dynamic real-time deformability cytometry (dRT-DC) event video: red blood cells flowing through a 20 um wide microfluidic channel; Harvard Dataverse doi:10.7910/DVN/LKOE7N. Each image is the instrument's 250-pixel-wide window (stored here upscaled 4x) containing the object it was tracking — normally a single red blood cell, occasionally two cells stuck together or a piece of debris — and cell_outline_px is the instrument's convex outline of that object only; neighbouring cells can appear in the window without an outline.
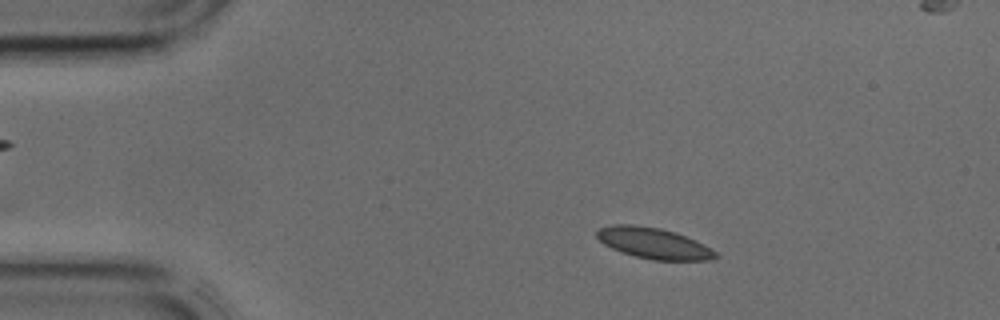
{"species": "common noctule bat (a hibernating species)", "species_latin": "Nyctalus noctula", "temperature_condition": "cold", "stored_images_in_passage": 37, "camera_frame_rate_fps": 3000, "um_per_image_px": 0.085, "animal": {"sex": "male", "body_mass_g": 17.9, "forearm_length_mm": 54.2}, "frame": {"image": 1, "passage_image": 3, "time_ms": 0.667, "image_size_px": [1000, 320], "cell_outline_px": [[720, 256], [708, 260], [652, 260], [636, 256], [612, 248], [604, 244], [596, 236], [596, 232], [600, 228], [612, 224], [632, 224], [660, 228], [676, 232], [696, 240], [704, 244], [716, 252]], "centroid_in_image_um": [55.58, 20.66], "position_along_channel_um": 29.4, "area_um2": 21.33}}
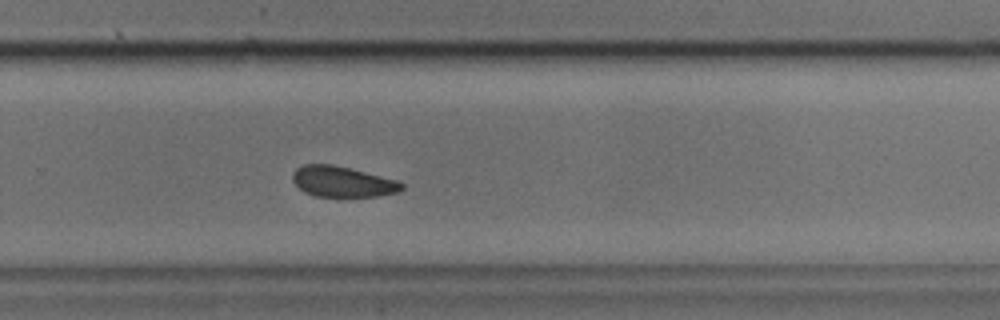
{"frame": {"image": 2, "passage_image": 24, "time_ms": 7.667, "image_size_px": [1000, 320], "cell_outline_px": [[404, 188], [396, 192], [380, 196], [316, 196], [304, 192], [292, 180], [292, 172], [296, 168], [304, 164], [332, 164], [400, 180], [404, 184]], "centroid_in_image_um": [29.12, 15.43], "position_along_channel_um": 300.7, "area_um2": 19.54}}
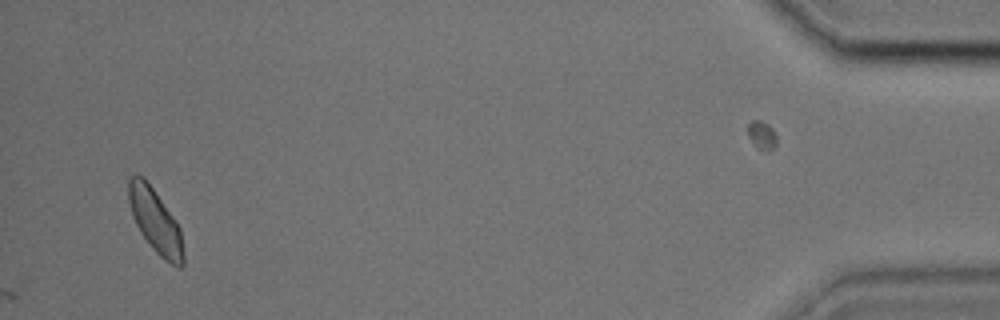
{"frame": {"image": 3, "passage_image": 37, "time_ms": 12.0, "image_size_px": [1000, 320], "cell_outline_px": [[184, 264], [180, 268], [176, 268], [164, 260], [156, 252], [140, 232], [132, 216], [128, 200], [128, 180], [132, 176], [144, 176], [176, 220], [180, 228], [184, 252]], "centroid_in_image_um": [13.22, 18.82], "position_along_channel_um": 422.0, "area_um2": 20.46}}